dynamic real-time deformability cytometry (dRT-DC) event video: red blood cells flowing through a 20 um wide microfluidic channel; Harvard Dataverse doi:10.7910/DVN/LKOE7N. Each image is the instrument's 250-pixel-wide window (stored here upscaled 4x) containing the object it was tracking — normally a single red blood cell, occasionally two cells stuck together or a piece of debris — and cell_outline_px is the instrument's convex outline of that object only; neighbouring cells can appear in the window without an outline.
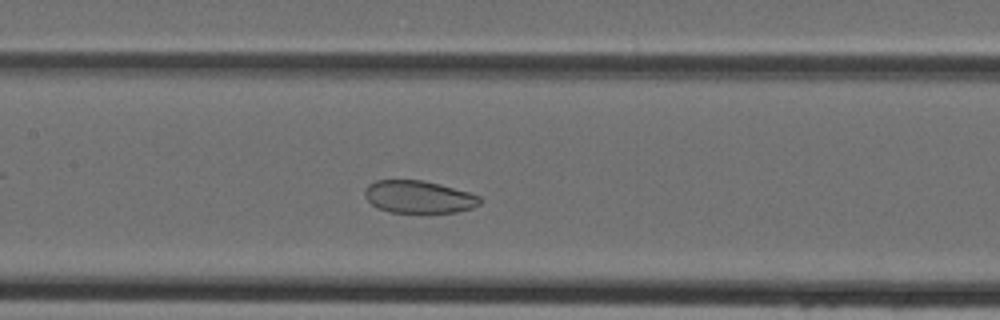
{"species": "Egyptian fruit bat (a non-hibernating species)", "species_latin": "Rousettus aegyptiacus", "temperature_condition": "cold", "stored_images_in_passage": 40, "camera_frame_rate_fps": 3000, "um_per_image_px": 0.085, "animal": {"sex": "female"}, "frame": {"image": 1, "passage_image": 16, "time_ms": 5.0, "image_size_px": [1000, 320], "cell_outline_px": [[480, 204], [472, 208], [456, 212], [392, 212], [380, 208], [372, 204], [364, 196], [364, 192], [368, 184], [376, 180], [420, 180], [440, 184], [468, 192], [480, 196]], "centroid_in_image_um": [35.59, 16.73], "position_along_channel_um": 171.8, "area_um2": 21.56}}
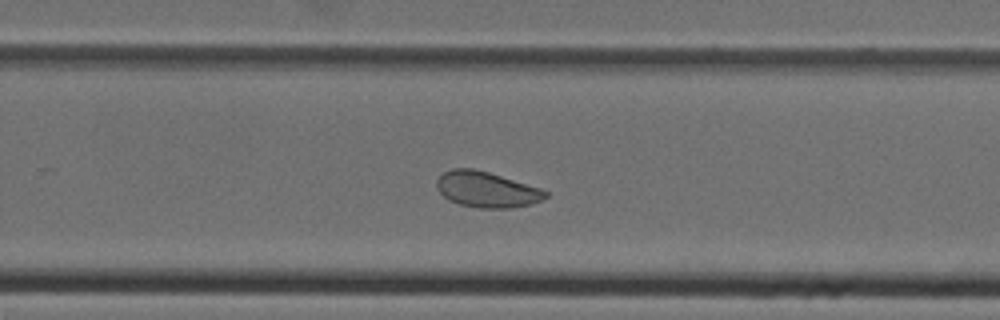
{"frame": {"image": 2, "passage_image": 24, "time_ms": 7.667, "image_size_px": [1000, 320], "cell_outline_px": [[548, 196], [540, 200], [528, 204], [512, 208], [480, 208], [460, 204], [448, 200], [436, 188], [436, 180], [444, 172], [452, 168], [472, 168], [488, 172], [540, 188], [548, 192]], "centroid_in_image_um": [41.33, 16.11], "position_along_channel_um": 288.5, "area_um2": 22.43}}
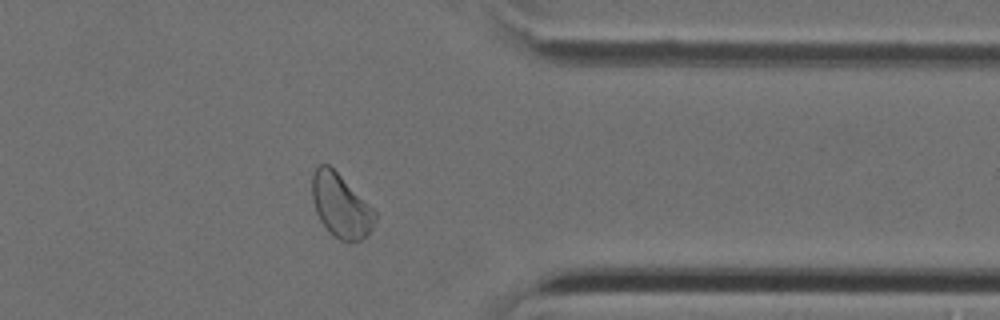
{"frame": {"image": 3, "passage_image": 31, "time_ms": 10.0, "image_size_px": [1000, 320], "cell_outline_px": [[376, 220], [372, 228], [360, 240], [340, 240], [320, 220], [316, 212], [312, 200], [312, 172], [320, 164], [328, 164], [376, 212]], "centroid_in_image_um": [28.94, 17.46], "position_along_channel_um": 382.5, "area_um2": 22.48}}